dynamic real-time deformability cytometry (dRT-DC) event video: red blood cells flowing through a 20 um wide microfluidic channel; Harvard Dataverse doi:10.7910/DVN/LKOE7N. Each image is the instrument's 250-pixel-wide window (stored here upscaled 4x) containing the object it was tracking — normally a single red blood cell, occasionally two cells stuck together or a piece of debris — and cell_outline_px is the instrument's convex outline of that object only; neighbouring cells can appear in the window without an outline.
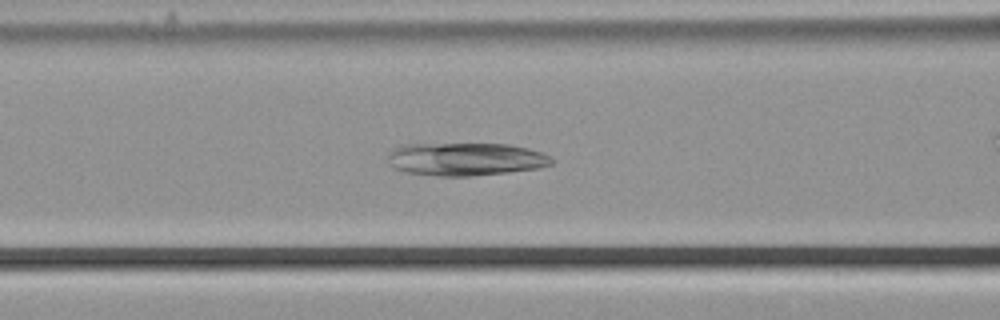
{"species": "common noctule bat (a hibernating species)", "species_latin": "Nyctalus noctula", "temperature_condition": "cold", "stored_images_in_passage": 33, "camera_frame_rate_fps": 3000, "um_per_image_px": 0.085, "animal": {"sex": "male", "body_mass_g": 21.5, "forearm_length_mm": 52.0}, "frame": {"image": 1, "passage_image": 12, "time_ms": 3.667, "image_size_px": [1000, 320], "cell_outline_px": [[556, 160], [552, 164], [540, 168], [508, 172], [472, 176], [440, 176], [408, 172], [392, 168], [388, 156], [388, 152], [392, 148], [404, 144], [508, 144], [528, 148], [552, 156]], "centroid_in_image_um": [39.6, 13.52], "position_along_channel_um": 127.0, "area_um2": 31.67}}
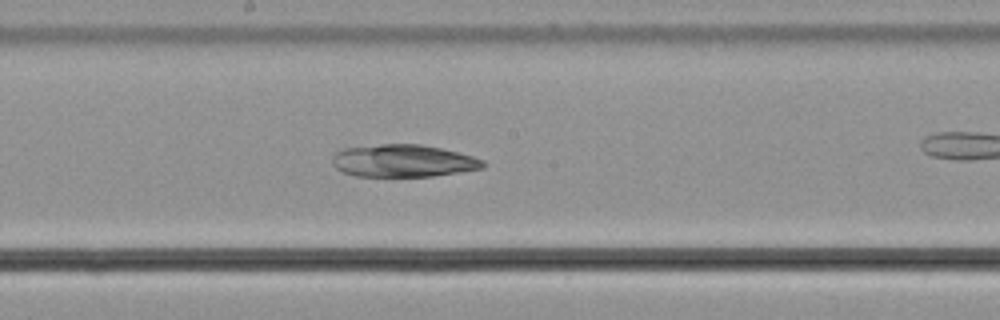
{"frame": {"image": 2, "passage_image": 19, "time_ms": 6.0, "image_size_px": [1000, 320], "cell_outline_px": [[484, 168], [460, 172], [432, 176], [356, 176], [344, 172], [336, 168], [332, 164], [332, 156], [336, 152], [344, 148], [380, 144], [420, 144], [440, 148], [472, 156], [484, 160]], "centroid_in_image_um": [34.25, 13.67], "position_along_channel_um": 214.0, "area_um2": 28.38}}
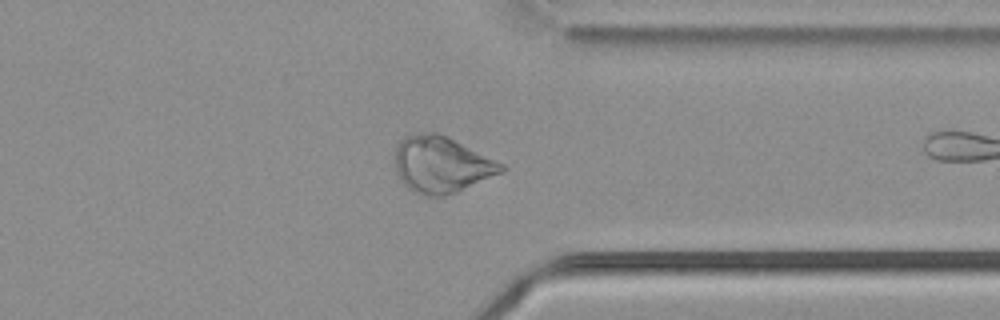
{"frame": {"image": 3, "passage_image": 32, "time_ms": 10.333, "image_size_px": [1000, 320], "cell_outline_px": [[508, 168], [504, 172], [456, 192], [444, 196], [420, 196], [408, 188], [400, 180], [396, 172], [396, 144], [404, 136], [420, 132], [436, 132], [448, 136], [504, 164]], "centroid_in_image_um": [37.53, 13.98], "position_along_channel_um": 373.9, "area_um2": 35.26}}